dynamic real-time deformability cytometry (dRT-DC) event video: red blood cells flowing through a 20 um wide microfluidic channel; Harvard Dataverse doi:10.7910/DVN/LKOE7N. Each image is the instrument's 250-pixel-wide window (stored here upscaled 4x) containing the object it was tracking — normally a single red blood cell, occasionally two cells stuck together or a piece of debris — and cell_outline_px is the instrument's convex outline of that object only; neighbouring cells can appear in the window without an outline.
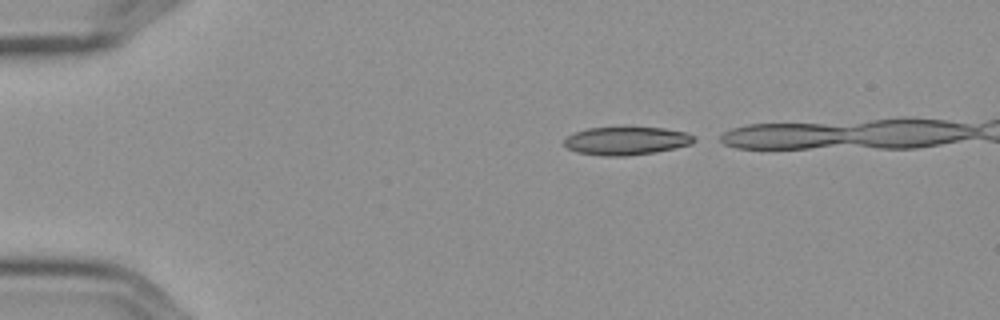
{"species": "Egyptian fruit bat (a non-hibernating species)", "species_latin": "Rousettus aegyptiacus", "temperature_condition": "cold", "stored_images_in_passage": 10, "camera_frame_rate_fps": 3000, "um_per_image_px": 0.085, "frame": {"image": 1, "passage_image": 1, "time_ms": 0.0, "image_size_px": [1000, 320], "cell_outline_px": [[696, 140], [692, 144], [676, 148], [656, 152], [628, 156], [600, 156], [576, 152], [568, 148], [564, 144], [564, 140], [568, 136], [576, 132], [588, 128], [664, 128], [688, 132], [696, 136]], "centroid_in_image_um": [53.29, 11.98], "position_along_channel_um": 31.7, "area_um2": 21.39}}
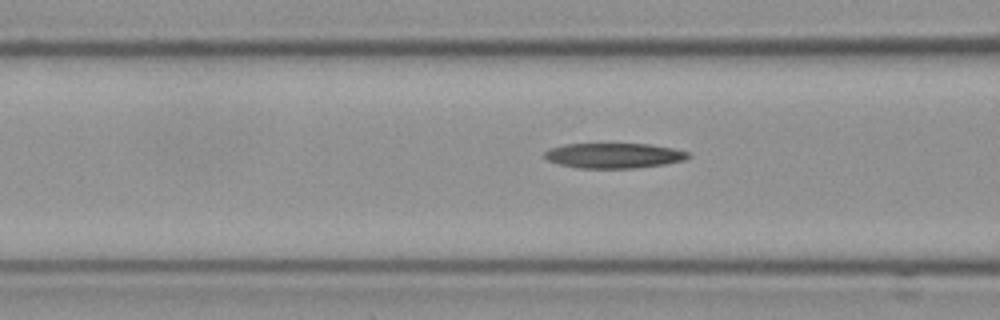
{"frame": {"image": 2, "passage_image": 5, "time_ms": 1.333, "image_size_px": [1000, 320], "cell_outline_px": [[692, 156], [684, 160], [664, 164], [636, 168], [580, 168], [560, 164], [548, 160], [544, 156], [544, 152], [552, 148], [564, 144], [648, 144], [672, 148], [688, 152]], "centroid_in_image_um": [52.2, 13.22], "position_along_channel_um": 114.4, "area_um2": 20.87}}
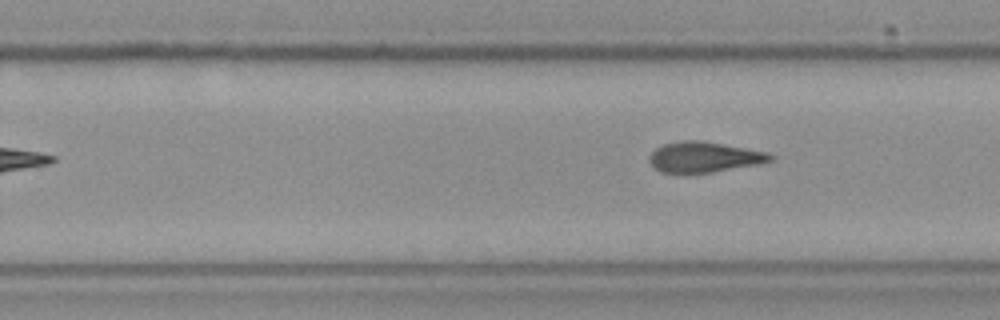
{"frame": {"image": 3, "passage_image": 10, "time_ms": 3.0, "image_size_px": [1000, 320], "cell_outline_px": [[776, 156], [772, 160], [760, 164], [712, 172], [684, 176], [680, 176], [660, 172], [652, 168], [648, 160], [648, 156], [656, 148], [664, 144], [680, 140], [700, 140], [768, 152]], "centroid_in_image_um": [59.78, 13.39], "position_along_channel_um": 270.0, "area_um2": 22.37}}